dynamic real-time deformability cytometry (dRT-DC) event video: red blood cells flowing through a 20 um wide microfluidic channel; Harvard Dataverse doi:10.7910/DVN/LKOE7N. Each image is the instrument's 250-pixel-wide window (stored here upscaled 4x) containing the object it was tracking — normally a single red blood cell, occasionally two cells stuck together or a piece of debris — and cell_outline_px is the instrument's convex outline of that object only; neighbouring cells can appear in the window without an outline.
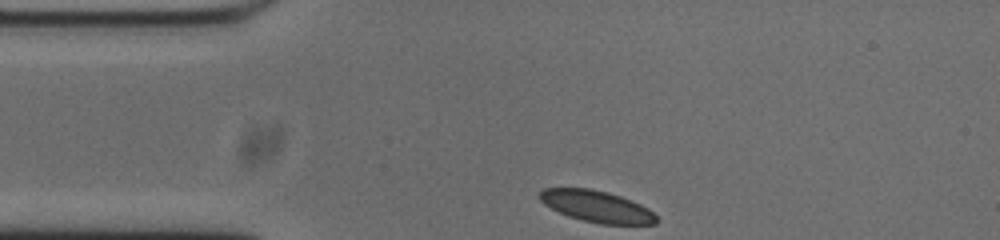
{"species": "common noctule bat (a hibernating species)", "species_latin": "Nyctalus noctula", "temperature_condition": "cold", "stored_images_in_passage": 33, "camera_frame_rate_fps": 3000, "um_per_image_px": 0.085, "animal": {"sex": "male", "body_mass_g": 20.0, "forearm_length_mm": 53.3}, "frame": {"image": 1, "passage_image": 1, "time_ms": 0.0, "image_size_px": [1000, 240], "cell_outline_px": [[656, 224], [600, 224], [568, 216], [544, 204], [540, 200], [540, 192], [544, 188], [592, 188], [608, 192], [620, 196], [640, 204], [648, 208], [656, 216]], "centroid_in_image_um": [50.72, 17.53], "position_along_channel_um": 34.3, "area_um2": 21.21}}
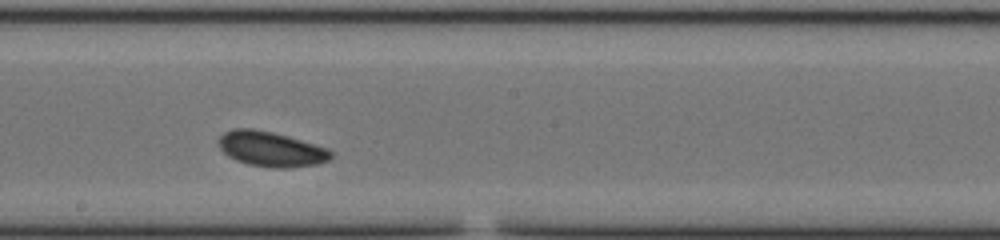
{"frame": {"image": 2, "passage_image": 19, "time_ms": 6.0, "image_size_px": [1000, 240], "cell_outline_px": [[332, 156], [328, 160], [316, 164], [288, 168], [272, 168], [248, 164], [236, 160], [228, 156], [220, 148], [220, 136], [224, 132], [236, 128], [252, 128], [272, 132], [288, 136], [328, 148], [332, 152]], "centroid_in_image_um": [23.04, 12.67], "position_along_channel_um": 225.2, "area_um2": 22.77}}
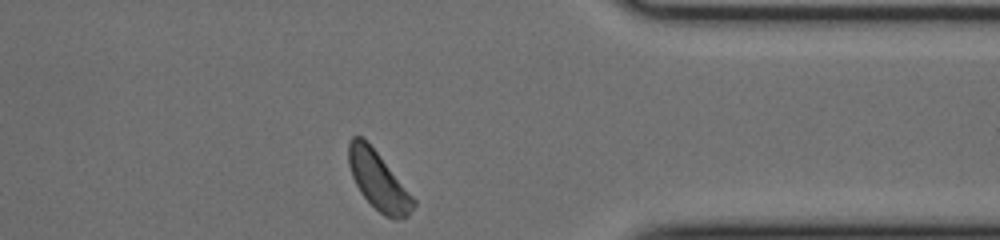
{"frame": {"image": 3, "passage_image": 33, "time_ms": 10.667, "image_size_px": [1000, 240], "cell_outline_px": [[416, 204], [408, 216], [396, 220], [392, 220], [384, 216], [360, 192], [352, 176], [348, 164], [348, 144], [352, 136], [360, 136], [380, 156], [416, 200]], "centroid_in_image_um": [32.16, 15.39], "position_along_channel_um": 379.2, "area_um2": 21.62}, "authors_computed_cell_mechanics": {"area_um2": 22.4264, "velocity_mm_per_s": 3.6561, "shape_relaxation_time_tau1_ms": 3.193, "shape_relaxation_time_tau2_ms": 2.5754, "deformation_change_tau1": 0.0832, "deformation_change_tau2": 0.0749}}